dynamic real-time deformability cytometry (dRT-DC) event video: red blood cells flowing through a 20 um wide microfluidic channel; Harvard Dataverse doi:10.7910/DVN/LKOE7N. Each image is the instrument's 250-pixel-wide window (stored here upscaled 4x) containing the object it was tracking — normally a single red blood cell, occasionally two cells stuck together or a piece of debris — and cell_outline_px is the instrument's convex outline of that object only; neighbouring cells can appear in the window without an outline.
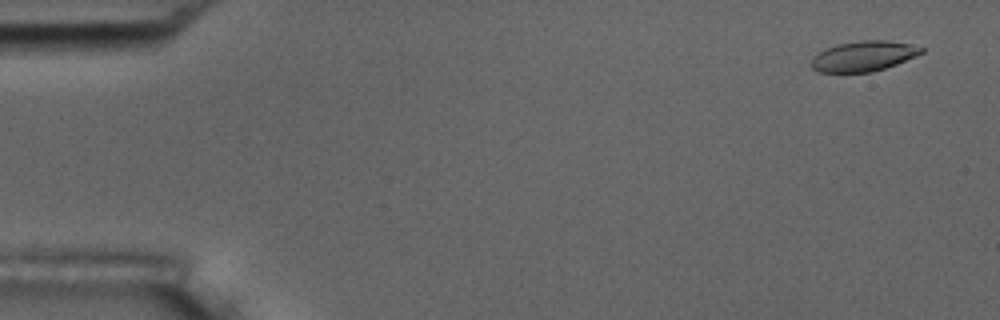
{"species": "common noctule bat (a hibernating species)", "species_latin": "Nyctalus noctula", "temperature_condition": "room temperature", "stored_images_in_passage": 6, "segment_of_instrument_passage": [1, 2], "camera_frame_rate_fps": 3000, "um_per_image_px": 0.085, "animal": {"sex": "male", "body_mass_g": 17.5, "forearm_length_mm": 52.3}, "frame": {"image": 1, "passage_image": 1, "time_ms": 0.0, "image_size_px": [1000, 320], "cell_outline_px": [[924, 52], [896, 64], [872, 72], [816, 72], [812, 68], [812, 56], [836, 44], [860, 40], [884, 40], [908, 44], [924, 48]], "centroid_in_image_um": [73.37, 4.77], "position_along_channel_um": 11.6, "area_um2": 19.19}}